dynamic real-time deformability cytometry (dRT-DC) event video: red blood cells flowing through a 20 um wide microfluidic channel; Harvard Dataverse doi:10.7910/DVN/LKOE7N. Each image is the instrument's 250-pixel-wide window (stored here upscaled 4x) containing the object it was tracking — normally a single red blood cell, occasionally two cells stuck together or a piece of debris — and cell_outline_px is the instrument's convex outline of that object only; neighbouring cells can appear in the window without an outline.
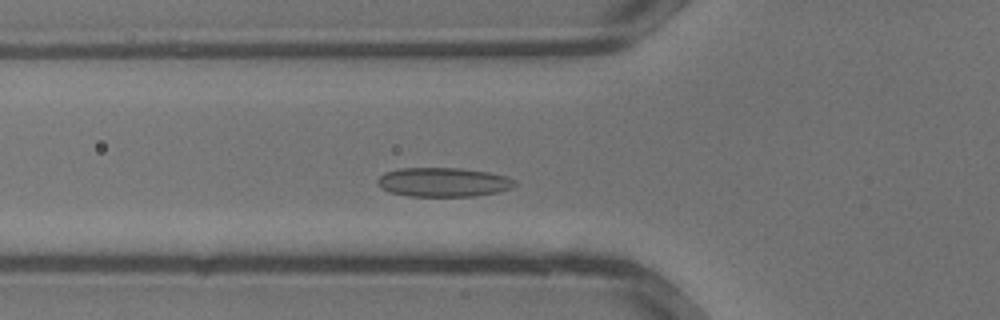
{"species": "common noctule bat (a hibernating species)", "species_latin": "Nyctalus noctula", "temperature_condition": "warm", "stored_images_in_passage": 31, "camera_frame_rate_fps": 3000, "um_per_image_px": 0.085, "animal": {"sex": "male", "body_mass_g": 13.3}, "frame": {"image": 1, "passage_image": 8, "time_ms": 2.333, "image_size_px": [1000, 320], "cell_outline_px": [[516, 184], [512, 188], [496, 192], [476, 196], [408, 196], [388, 192], [380, 188], [376, 184], [376, 180], [384, 172], [400, 168], [460, 168], [488, 172], [508, 176], [516, 180]], "centroid_in_image_um": [37.66, 15.48], "position_along_channel_um": 88.1, "area_um2": 23.58}}
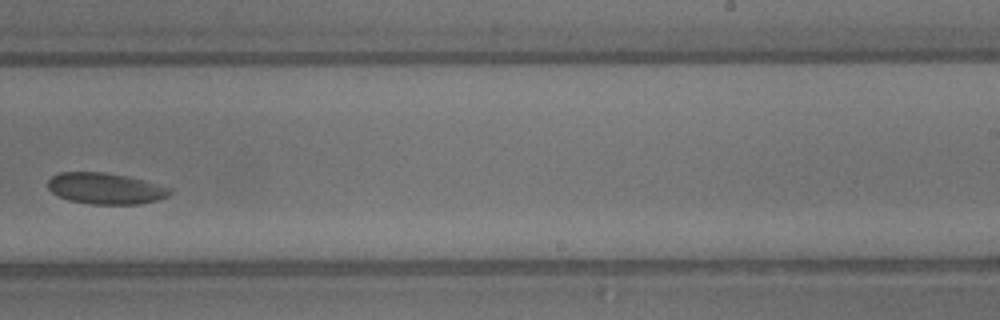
{"frame": {"image": 2, "passage_image": 18, "time_ms": 5.667, "image_size_px": [1000, 320], "cell_outline_px": [[172, 192], [168, 196], [160, 200], [140, 204], [92, 204], [68, 200], [52, 192], [48, 188], [48, 180], [52, 176], [60, 172], [104, 172], [144, 180], [172, 188]], "centroid_in_image_um": [9.0, 16.02], "position_along_channel_um": 280.0, "area_um2": 22.2}}
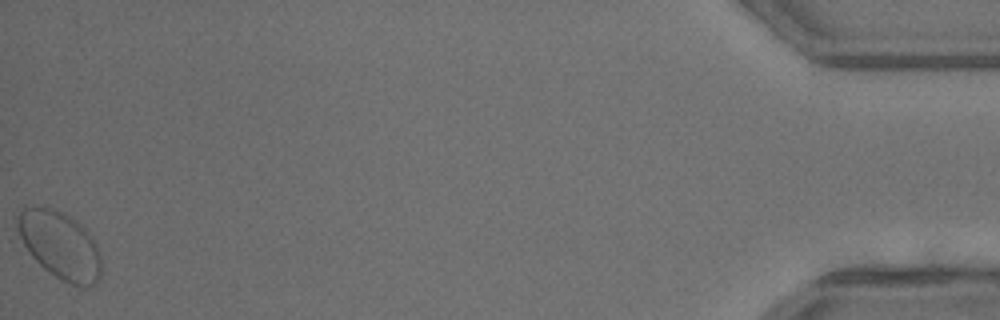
{"frame": {"image": 3, "passage_image": 31, "time_ms": 10.0, "image_size_px": [1000, 320], "cell_outline_px": [[100, 276], [96, 284], [72, 284], [56, 276], [44, 268], [32, 256], [24, 244], [20, 236], [16, 220], [16, 216], [24, 208], [48, 208], [60, 212], [68, 216], [80, 224], [84, 228], [96, 244], [100, 256]], "centroid_in_image_um": [5.1, 20.83], "position_along_channel_um": 430.1, "area_um2": 31.79}}